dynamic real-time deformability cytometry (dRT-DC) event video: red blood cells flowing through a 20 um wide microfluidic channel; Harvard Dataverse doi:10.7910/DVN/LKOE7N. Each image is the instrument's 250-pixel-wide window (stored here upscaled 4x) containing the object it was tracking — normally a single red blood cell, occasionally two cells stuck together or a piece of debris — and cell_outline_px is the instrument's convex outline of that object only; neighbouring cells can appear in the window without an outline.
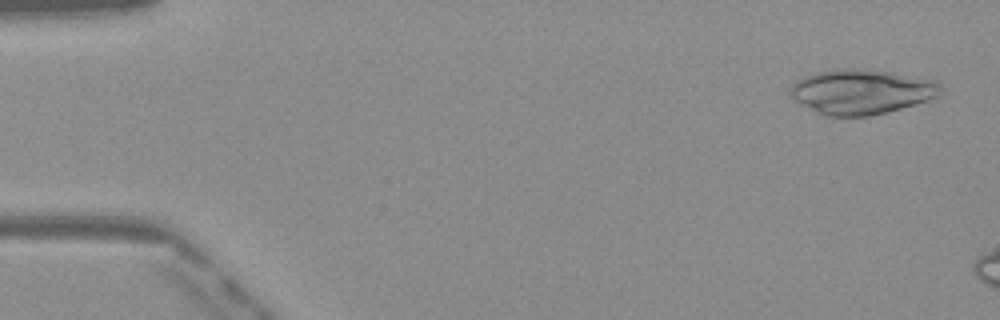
{"species": "Egyptian fruit bat (a non-hibernating species)", "species_latin": "Rousettus aegyptiacus", "temperature_condition": "warm", "stored_images_in_passage": 8, "camera_frame_rate_fps": 3000, "um_per_image_px": 0.085, "frame": {"image": 1, "passage_image": 2, "time_ms": 0.333, "image_size_px": [1000, 320], "cell_outline_px": [[944, 88], [940, 96], [928, 100], [900, 108], [868, 116], [824, 116], [796, 100], [788, 92], [792, 84], [796, 80], [804, 76], [816, 72], [844, 68], [852, 68], [892, 72], [936, 80]], "centroid_in_image_um": [73.25, 7.78], "position_along_channel_um": 11.8, "area_um2": 39.19}}